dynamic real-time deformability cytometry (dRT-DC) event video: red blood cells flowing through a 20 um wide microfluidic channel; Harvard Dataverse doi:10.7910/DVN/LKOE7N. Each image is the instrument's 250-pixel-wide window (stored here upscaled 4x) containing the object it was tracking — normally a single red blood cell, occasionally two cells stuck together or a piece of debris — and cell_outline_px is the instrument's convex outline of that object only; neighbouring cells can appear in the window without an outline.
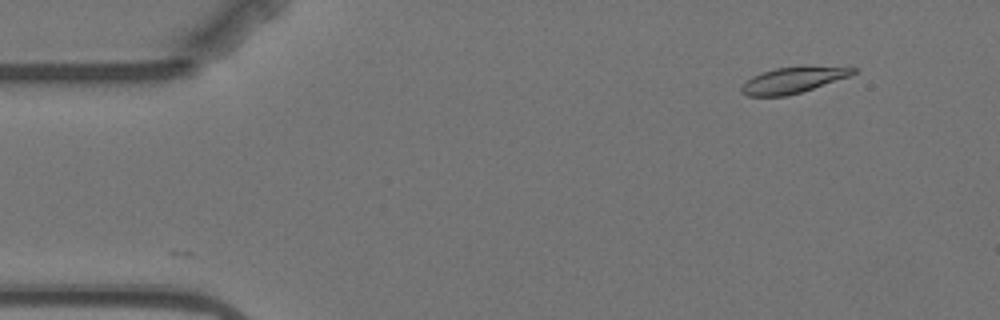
{"species": "Egyptian fruit bat (a non-hibernating species)", "species_latin": "Rousettus aegyptiacus", "temperature_condition": "warm", "stored_images_in_passage": 5, "camera_frame_rate_fps": 3000, "um_per_image_px": 0.085, "animal": {"sex": "female"}, "frame": {"image": 1, "passage_image": 2, "time_ms": 1.333, "image_size_px": [1000, 320], "cell_outline_px": [[860, 68], [856, 72], [848, 76], [788, 96], [748, 96], [740, 92], [740, 88], [752, 76], [760, 72], [776, 68], [800, 64]], "centroid_in_image_um": [67.41, 6.76], "position_along_channel_um": 17.6, "area_um2": 17.22}}
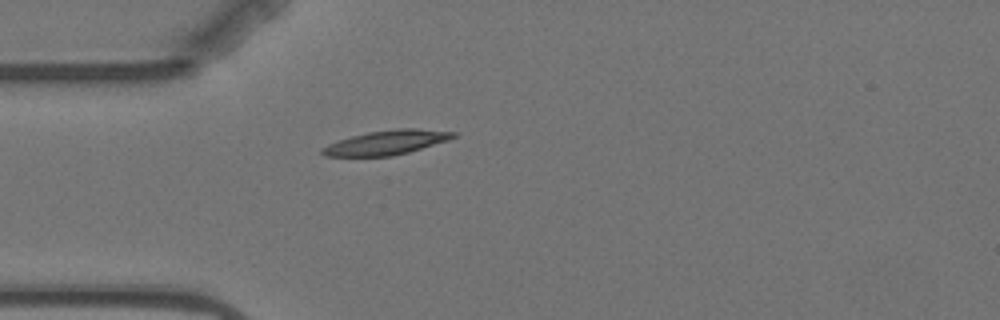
{"frame": {"image": 2, "passage_image": 5, "time_ms": 4.667, "image_size_px": [1000, 320], "cell_outline_px": [[460, 132], [456, 136], [448, 140], [408, 152], [392, 156], [324, 156], [320, 152], [320, 148], [328, 144], [352, 136], [368, 132], [396, 128], [416, 128]], "centroid_in_image_um": [32.87, 12.1], "position_along_channel_um": 52.1, "area_um2": 18.61}}